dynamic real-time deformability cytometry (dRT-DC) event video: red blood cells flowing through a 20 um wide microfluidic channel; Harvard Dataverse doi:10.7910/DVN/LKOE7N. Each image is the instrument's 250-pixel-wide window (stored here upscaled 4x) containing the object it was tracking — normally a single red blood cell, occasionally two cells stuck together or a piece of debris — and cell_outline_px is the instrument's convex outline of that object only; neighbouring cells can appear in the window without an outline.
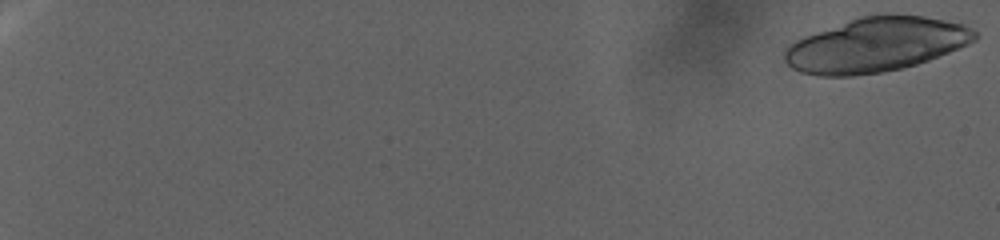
{"species": "human", "species_latin": "Homo sapiens", "temperature_condition": "warm", "stored_images_in_passage": 54, "camera_frame_rate_fps": 3000, "um_per_image_px": 0.085, "donor": {"sex": "female"}, "frame": {"image": 1, "passage_image": 1, "time_ms": 0.0, "image_size_px": [1000, 240], "cell_outline_px": [[980, 36], [976, 40], [968, 44], [928, 60], [916, 64], [900, 68], [880, 72], [852, 76], [816, 76], [800, 72], [792, 68], [784, 60], [784, 48], [788, 44], [804, 36], [860, 16], [880, 12], [892, 12], [924, 16], [964, 24], [972, 28]], "centroid_in_image_um": [74.45, 3.78], "position_along_channel_um": 10.5, "area_um2": 60.81}}
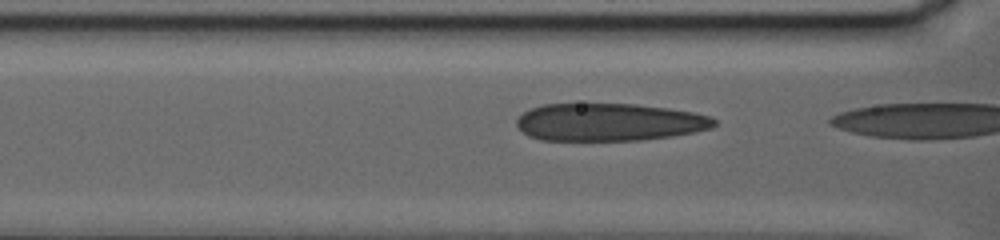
{"frame": {"image": 2, "passage_image": 53, "time_ms": 17.333, "image_size_px": [1000, 240], "cell_outline_px": [[716, 124], [712, 128], [672, 136], [640, 140], [540, 140], [528, 136], [516, 124], [516, 120], [524, 112], [532, 108], [544, 104], [636, 104], [668, 108], [696, 112], [712, 116], [716, 120]], "centroid_in_image_um": [51.81, 10.38], "position_along_channel_um": 114.8, "area_um2": 43.35}}